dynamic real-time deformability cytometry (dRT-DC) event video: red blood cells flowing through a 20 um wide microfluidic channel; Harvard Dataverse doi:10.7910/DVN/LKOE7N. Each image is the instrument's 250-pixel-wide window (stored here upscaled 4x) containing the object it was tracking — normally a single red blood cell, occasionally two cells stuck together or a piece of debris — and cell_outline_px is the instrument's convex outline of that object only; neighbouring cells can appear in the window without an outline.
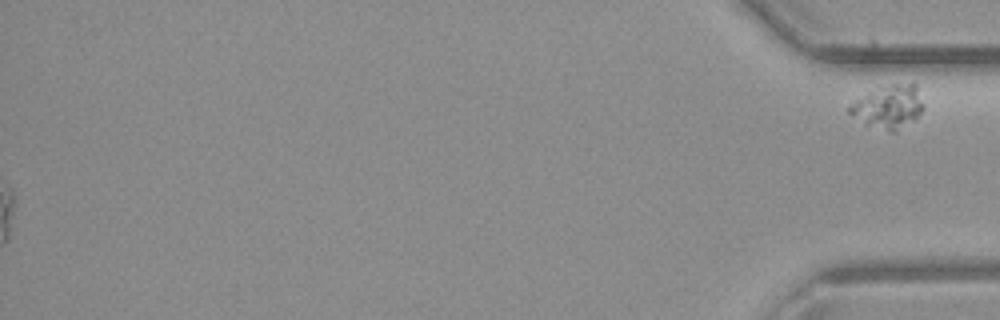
{"species": "common noctule bat (a hibernating species)", "species_latin": "Nyctalus noctula", "temperature_condition": "room temperature", "stored_images_in_passage": 41, "segment_of_instrument_passage": [2, 2], "camera_frame_rate_fps": 3000, "um_per_image_px": 0.085, "animal": {"sex": "male", "body_mass_g": 23.1, "forearm_length_mm": 52.7}, "frame": {"image": 1, "passage_image": 41, "time_ms": 13.333, "image_size_px": [1000, 320], "cell_outline_px": [[924, 108], [912, 120], [896, 132], [892, 132], [864, 124], [848, 112], [844, 108], [848, 104], [868, 92], [888, 84], [916, 84]], "centroid_in_image_um": [75.46, 9.07], "position_along_channel_um": 359.7, "area_um2": 18.5}}